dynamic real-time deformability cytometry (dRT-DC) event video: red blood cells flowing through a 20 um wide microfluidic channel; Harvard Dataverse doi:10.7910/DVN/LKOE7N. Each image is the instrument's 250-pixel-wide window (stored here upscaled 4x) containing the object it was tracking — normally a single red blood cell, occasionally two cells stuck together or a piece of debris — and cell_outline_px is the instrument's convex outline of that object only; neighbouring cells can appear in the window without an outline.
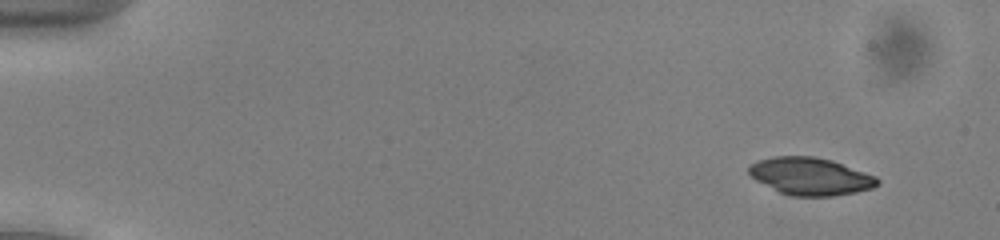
{"species": "common noctule bat (a hibernating species)", "species_latin": "Nyctalus noctula", "temperature_condition": "cold", "stored_images_in_passage": 52, "camera_frame_rate_fps": 3000, "um_per_image_px": 0.085, "animal": {"sex": "male", "body_mass_g": 13.0, "forearm_length_mm": 53.1}, "frame": {"image": 1, "passage_image": 4, "time_ms": 1.0, "image_size_px": [1000, 240], "cell_outline_px": [[880, 184], [872, 188], [856, 192], [832, 196], [792, 196], [780, 192], [756, 180], [748, 172], [748, 168], [752, 164], [760, 160], [772, 156], [816, 156], [832, 160], [876, 176], [880, 180]], "centroid_in_image_um": [68.92, 14.98], "position_along_channel_um": 16.1, "area_um2": 27.98}}